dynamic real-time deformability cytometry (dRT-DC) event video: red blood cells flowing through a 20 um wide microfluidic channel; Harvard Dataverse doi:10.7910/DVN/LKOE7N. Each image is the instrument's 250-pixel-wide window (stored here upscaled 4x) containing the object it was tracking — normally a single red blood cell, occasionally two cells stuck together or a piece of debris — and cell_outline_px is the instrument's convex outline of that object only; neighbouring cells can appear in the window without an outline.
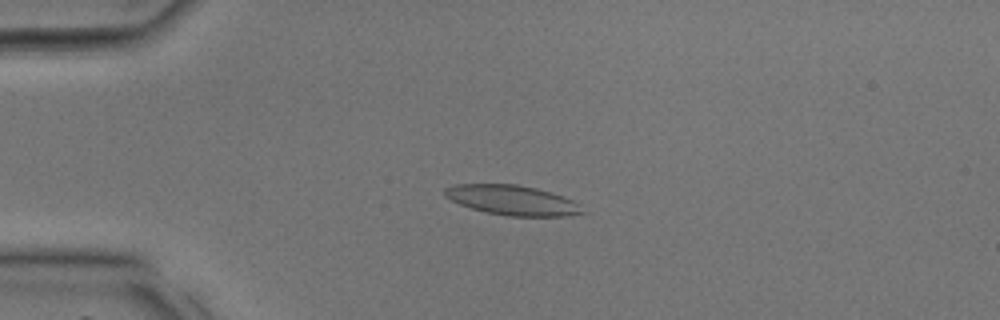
{"species": "common noctule bat (a hibernating species)", "species_latin": "Nyctalus noctula", "temperature_condition": "room temperature", "stored_images_in_passage": 35, "camera_frame_rate_fps": 3000, "um_per_image_px": 0.085, "animal": {"sex": "male", "body_mass_g": 17.9, "forearm_length_mm": 54.2}, "frame": {"image": 1, "passage_image": 8, "time_ms": 2.333, "image_size_px": [1000, 320], "cell_outline_px": [[588, 212], [568, 216], [508, 216], [488, 212], [472, 208], [460, 204], [444, 196], [444, 188], [456, 184], [516, 184], [536, 188], [564, 196], [572, 200]], "centroid_in_image_um": [43.57, 17.01], "position_along_channel_um": 41.4, "area_um2": 23.87}}
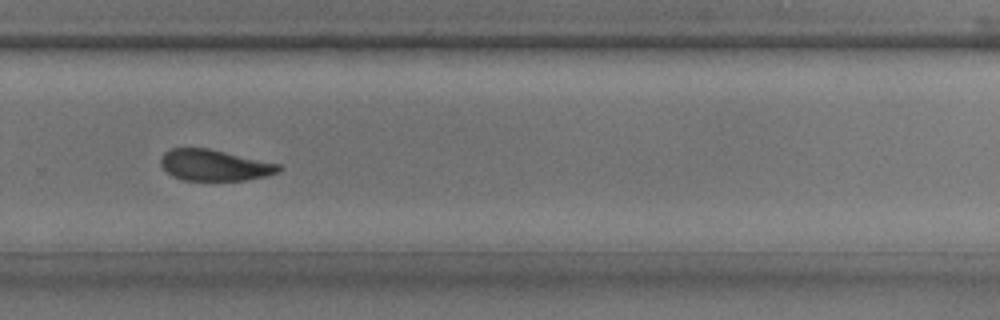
{"frame": {"image": 2, "passage_image": 24, "time_ms": 7.667, "image_size_px": [1000, 320], "cell_outline_px": [[284, 168], [280, 172], [264, 176], [244, 180], [184, 180], [172, 176], [160, 164], [160, 156], [164, 152], [172, 148], [208, 148], [280, 164]], "centroid_in_image_um": [18.23, 14.04], "position_along_channel_um": 311.6, "area_um2": 21.39}}
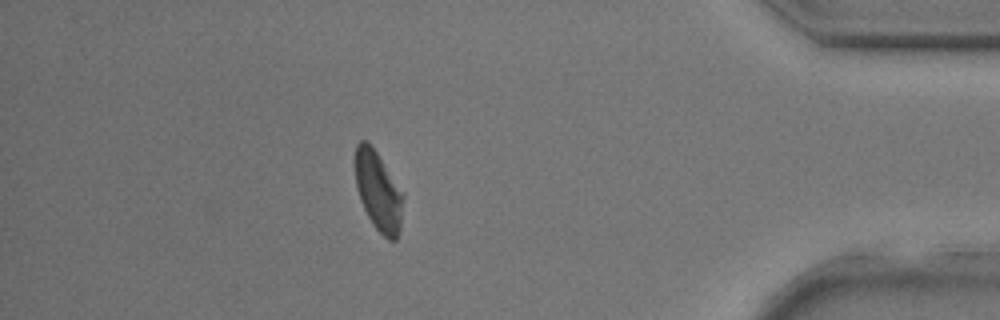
{"frame": {"image": 3, "passage_image": 31, "time_ms": 10.0, "image_size_px": [1000, 320], "cell_outline_px": [[404, 200], [400, 232], [396, 240], [388, 240], [372, 224], [360, 200], [356, 188], [356, 144], [360, 140], [368, 140], [404, 192]], "centroid_in_image_um": [32.19, 16.27], "position_along_channel_um": 403.0, "area_um2": 22.37}}